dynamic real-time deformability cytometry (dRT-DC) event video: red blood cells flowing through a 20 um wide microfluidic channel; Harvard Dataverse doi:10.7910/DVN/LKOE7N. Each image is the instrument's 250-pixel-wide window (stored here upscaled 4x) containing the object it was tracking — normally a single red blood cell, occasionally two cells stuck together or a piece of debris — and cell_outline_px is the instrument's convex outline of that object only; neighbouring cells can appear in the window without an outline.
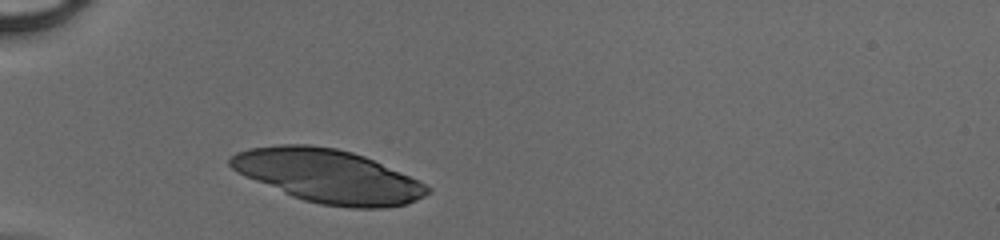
{"species": "human", "species_latin": "Homo sapiens", "temperature_condition": "cold", "stored_images_in_passage": 28, "camera_frame_rate_fps": 3000, "um_per_image_px": 0.085, "donor": {"sex": "male"}, "frame": {"image": 1, "passage_image": 1, "time_ms": 0.0, "image_size_px": [1000, 240], "cell_outline_px": [[432, 192], [416, 200], [404, 204], [384, 208], [352, 208], [320, 204], [304, 200], [292, 196], [244, 176], [236, 172], [228, 164], [228, 160], [236, 152], [248, 148], [280, 144], [308, 144], [336, 148], [352, 152], [364, 156], [408, 176], [432, 188]], "centroid_in_image_um": [27.85, 14.96], "position_along_channel_um": 57.2, "area_um2": 60.98}}